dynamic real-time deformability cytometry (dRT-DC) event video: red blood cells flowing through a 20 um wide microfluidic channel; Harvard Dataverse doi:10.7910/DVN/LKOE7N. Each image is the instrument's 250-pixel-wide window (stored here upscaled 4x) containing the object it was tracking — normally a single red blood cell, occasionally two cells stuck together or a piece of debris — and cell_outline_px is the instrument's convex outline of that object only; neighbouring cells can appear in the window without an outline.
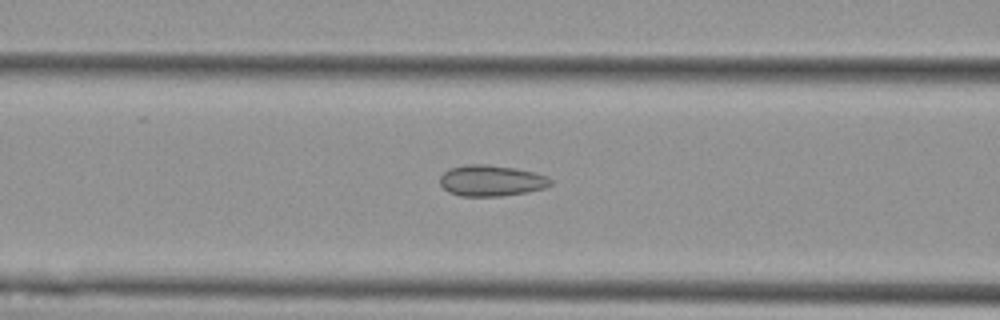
{"species": "Egyptian fruit bat (a non-hibernating species)", "species_latin": "Rousettus aegyptiacus", "temperature_condition": "cold", "stored_images_in_passage": 17, "camera_frame_rate_fps": 3000, "um_per_image_px": 0.085, "animal": {"sex": "female"}, "frame": {"image": 1, "passage_image": 15, "time_ms": 4.667, "image_size_px": [1000, 320], "cell_outline_px": [[552, 184], [544, 188], [528, 192], [500, 196], [460, 196], [448, 192], [440, 184], [440, 176], [448, 168], [468, 164], [484, 164], [516, 168], [548, 176], [552, 180]], "centroid_in_image_um": [41.75, 15.35], "position_along_channel_um": 124.9, "area_um2": 20.11}}